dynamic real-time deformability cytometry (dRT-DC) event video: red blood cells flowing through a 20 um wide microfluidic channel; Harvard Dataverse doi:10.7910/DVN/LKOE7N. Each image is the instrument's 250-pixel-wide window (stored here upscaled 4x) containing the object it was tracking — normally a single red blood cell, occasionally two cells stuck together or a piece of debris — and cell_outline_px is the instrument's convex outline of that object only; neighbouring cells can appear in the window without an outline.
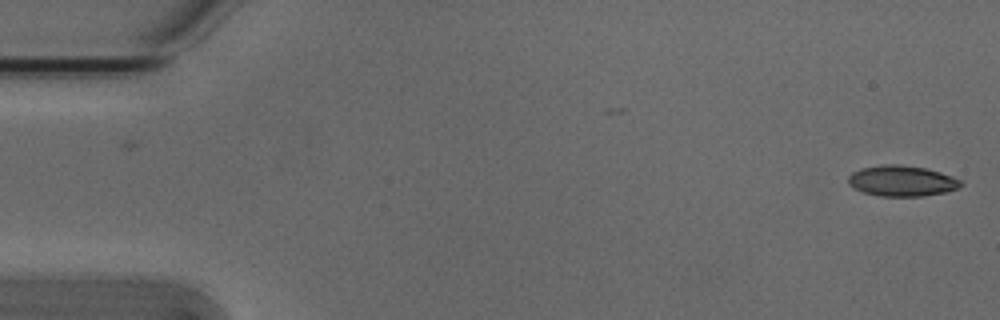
{"species": "Egyptian fruit bat (a non-hibernating species)", "species_latin": "Rousettus aegyptiacus", "temperature_condition": "cold", "stored_images_in_passage": 5, "camera_frame_rate_fps": 3000, "um_per_image_px": 0.085, "animal": {"sex": "male"}, "frame": {"image": 1, "passage_image": 1, "time_ms": 0.0, "image_size_px": [1000, 320], "cell_outline_px": [[964, 184], [960, 188], [944, 192], [924, 196], [880, 196], [864, 192], [852, 188], [848, 184], [848, 176], [852, 172], [860, 168], [880, 164], [896, 164], [924, 168], [940, 172], [952, 176], [960, 180]], "centroid_in_image_um": [76.63, 15.37], "position_along_channel_um": 8.4, "area_um2": 20.29}}
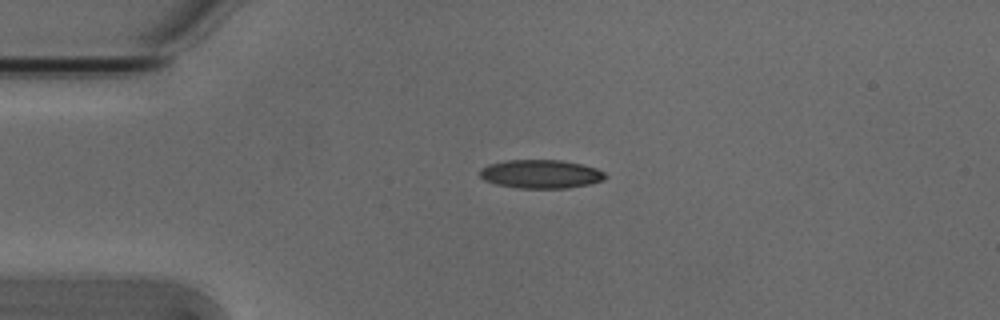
{"frame": {"image": 2, "passage_image": 4, "time_ms": 1.0, "image_size_px": [1000, 320], "cell_outline_px": [[608, 176], [604, 180], [588, 184], [568, 188], [516, 188], [496, 184], [484, 180], [480, 176], [480, 168], [488, 164], [508, 160], [560, 160], [580, 164], [596, 168], [604, 172]], "centroid_in_image_um": [45.96, 14.79], "position_along_channel_um": 39.0, "area_um2": 20.92}}